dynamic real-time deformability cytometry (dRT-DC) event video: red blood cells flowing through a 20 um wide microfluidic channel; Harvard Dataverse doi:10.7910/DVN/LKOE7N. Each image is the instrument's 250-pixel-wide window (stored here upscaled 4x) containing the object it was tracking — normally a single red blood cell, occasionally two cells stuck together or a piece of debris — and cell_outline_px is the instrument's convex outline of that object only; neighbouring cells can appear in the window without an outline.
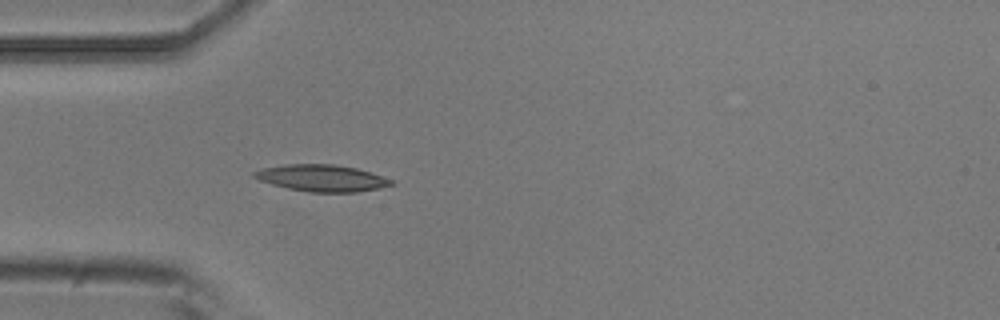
{"species": "common noctule bat (a hibernating species)", "species_latin": "Nyctalus noctula", "temperature_condition": "room temperature", "stored_images_in_passage": 5, "camera_frame_rate_fps": 3000, "um_per_image_px": 0.085, "animal": {"sex": "male", "body_mass_g": 20.5, "forearm_length_mm": 52.5}, "frame": {"image": 1, "passage_image": 5, "time_ms": 1.333, "image_size_px": [1000, 320], "cell_outline_px": [[396, 184], [380, 188], [356, 192], [308, 192], [288, 188], [272, 184], [260, 180], [252, 176], [252, 172], [264, 168], [284, 164], [332, 164], [356, 168], [392, 180]], "centroid_in_image_um": [27.34, 15.14], "position_along_channel_um": 57.7, "area_um2": 21.15}}